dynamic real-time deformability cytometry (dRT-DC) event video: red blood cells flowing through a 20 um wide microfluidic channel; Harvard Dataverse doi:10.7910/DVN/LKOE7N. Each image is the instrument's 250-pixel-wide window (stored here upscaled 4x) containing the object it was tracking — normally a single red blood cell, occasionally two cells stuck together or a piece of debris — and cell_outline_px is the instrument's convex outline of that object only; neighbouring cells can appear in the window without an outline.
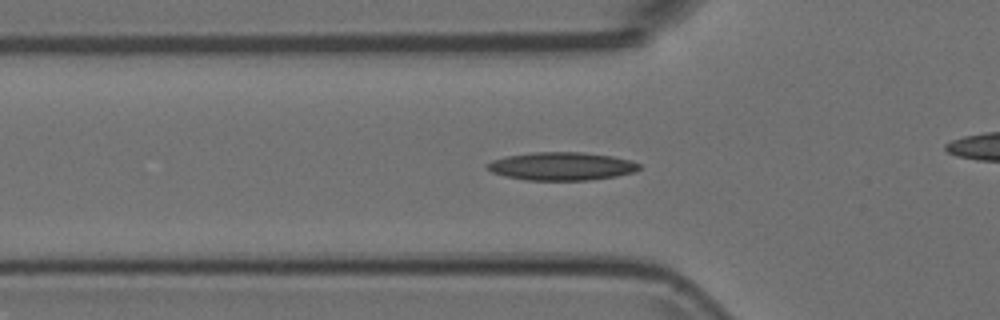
{"species": "Egyptian fruit bat (a non-hibernating species)", "species_latin": "Rousettus aegyptiacus", "temperature_condition": "room temperature", "stored_images_in_passage": 54, "camera_frame_rate_fps": 3000, "um_per_image_px": 0.085, "animal": {"sex": "female"}, "frame": {"image": 1, "passage_image": 17, "time_ms": 5.333, "image_size_px": [1000, 320], "cell_outline_px": [[640, 168], [636, 172], [616, 176], [588, 180], [524, 180], [504, 176], [492, 172], [484, 168], [492, 160], [508, 156], [532, 152], [584, 152], [612, 156], [632, 160], [640, 164]], "centroid_in_image_um": [47.75, 14.13], "position_along_channel_um": 78.1, "area_um2": 25.03}}
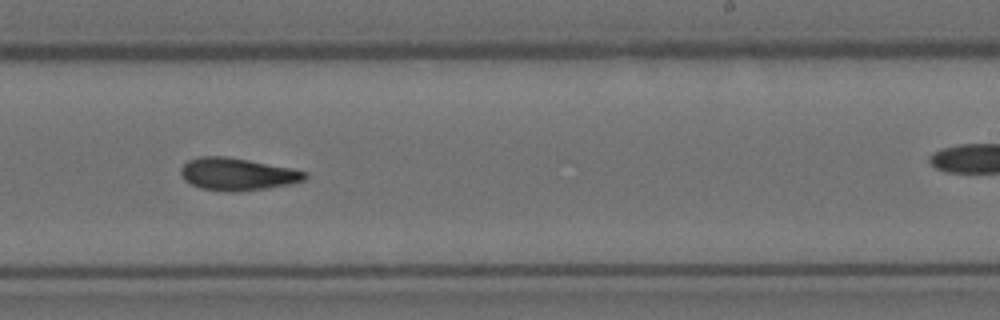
{"frame": {"image": 2, "passage_image": 32, "time_ms": 10.333, "image_size_px": [1000, 320], "cell_outline_px": [[308, 176], [304, 180], [292, 184], [268, 188], [236, 192], [228, 192], [200, 188], [184, 180], [180, 172], [180, 168], [188, 160], [200, 156], [228, 156], [292, 168], [308, 172]], "centroid_in_image_um": [20.19, 14.8], "position_along_channel_um": 268.8, "area_um2": 23.7}}
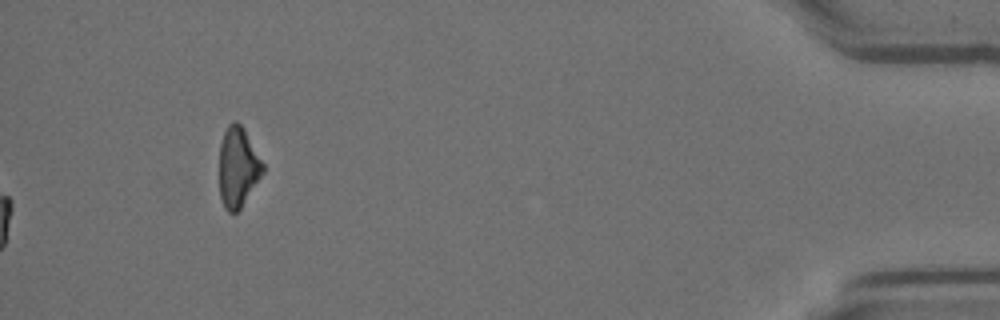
{"frame": {"image": 3, "passage_image": 54, "time_ms": 17.667, "image_size_px": [1000, 320], "cell_outline_px": [[264, 172], [240, 208], [236, 212], [228, 212], [224, 208], [220, 196], [220, 144], [224, 132], [228, 124], [232, 120], [236, 120], [244, 128], [264, 164]], "centroid_in_image_um": [20.22, 14.18], "position_along_channel_um": 415.0, "area_um2": 20.23}}